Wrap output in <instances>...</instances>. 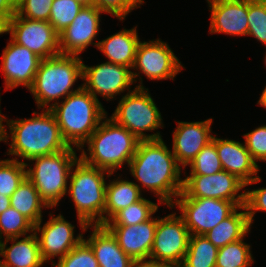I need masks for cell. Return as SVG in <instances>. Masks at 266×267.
<instances>
[{
	"label": "cell",
	"instance_id": "cb8c5ba5",
	"mask_svg": "<svg viewBox=\"0 0 266 267\" xmlns=\"http://www.w3.org/2000/svg\"><path fill=\"white\" fill-rule=\"evenodd\" d=\"M139 42L140 39L136 27H134L129 30H121L102 41H98L97 48L107 56L109 59L107 62L132 69Z\"/></svg>",
	"mask_w": 266,
	"mask_h": 267
},
{
	"label": "cell",
	"instance_id": "484cf974",
	"mask_svg": "<svg viewBox=\"0 0 266 267\" xmlns=\"http://www.w3.org/2000/svg\"><path fill=\"white\" fill-rule=\"evenodd\" d=\"M141 187L128 180H113L106 186V198L104 208V224L107 223L117 212L139 201ZM109 216V217H107Z\"/></svg>",
	"mask_w": 266,
	"mask_h": 267
},
{
	"label": "cell",
	"instance_id": "5b68a950",
	"mask_svg": "<svg viewBox=\"0 0 266 267\" xmlns=\"http://www.w3.org/2000/svg\"><path fill=\"white\" fill-rule=\"evenodd\" d=\"M75 166V171H70L67 191L75 204L80 227L82 231H87L90 225H104L107 186L104 175L107 172L109 177L113 173L90 166L80 158Z\"/></svg>",
	"mask_w": 266,
	"mask_h": 267
},
{
	"label": "cell",
	"instance_id": "f35d334b",
	"mask_svg": "<svg viewBox=\"0 0 266 267\" xmlns=\"http://www.w3.org/2000/svg\"><path fill=\"white\" fill-rule=\"evenodd\" d=\"M143 2V0H94V5L103 13L112 14L119 20H124L131 10L140 7Z\"/></svg>",
	"mask_w": 266,
	"mask_h": 267
},
{
	"label": "cell",
	"instance_id": "3957f363",
	"mask_svg": "<svg viewBox=\"0 0 266 267\" xmlns=\"http://www.w3.org/2000/svg\"><path fill=\"white\" fill-rule=\"evenodd\" d=\"M49 106L64 141L68 146L74 145L79 150H82L85 142L107 115L101 102L83 87L69 94L61 104L54 102Z\"/></svg>",
	"mask_w": 266,
	"mask_h": 267
},
{
	"label": "cell",
	"instance_id": "f1b7e54d",
	"mask_svg": "<svg viewBox=\"0 0 266 267\" xmlns=\"http://www.w3.org/2000/svg\"><path fill=\"white\" fill-rule=\"evenodd\" d=\"M158 205L148 199L141 198L127 208L117 212L104 226H129L143 223L152 218Z\"/></svg>",
	"mask_w": 266,
	"mask_h": 267
},
{
	"label": "cell",
	"instance_id": "7402d4cb",
	"mask_svg": "<svg viewBox=\"0 0 266 267\" xmlns=\"http://www.w3.org/2000/svg\"><path fill=\"white\" fill-rule=\"evenodd\" d=\"M91 236L86 240L94 252L99 267H132L134 261L120 248L118 241L104 225H90Z\"/></svg>",
	"mask_w": 266,
	"mask_h": 267
},
{
	"label": "cell",
	"instance_id": "60d3db41",
	"mask_svg": "<svg viewBox=\"0 0 266 267\" xmlns=\"http://www.w3.org/2000/svg\"><path fill=\"white\" fill-rule=\"evenodd\" d=\"M16 14V3L13 0H0V15L8 22Z\"/></svg>",
	"mask_w": 266,
	"mask_h": 267
},
{
	"label": "cell",
	"instance_id": "7c38bea8",
	"mask_svg": "<svg viewBox=\"0 0 266 267\" xmlns=\"http://www.w3.org/2000/svg\"><path fill=\"white\" fill-rule=\"evenodd\" d=\"M246 185L235 175L222 170L213 175H190L183 180L182 191L190 198H214L234 202L238 207L245 205Z\"/></svg>",
	"mask_w": 266,
	"mask_h": 267
},
{
	"label": "cell",
	"instance_id": "8fae6325",
	"mask_svg": "<svg viewBox=\"0 0 266 267\" xmlns=\"http://www.w3.org/2000/svg\"><path fill=\"white\" fill-rule=\"evenodd\" d=\"M6 32L18 45L27 47L42 59L60 54L59 35L48 21L31 20L15 14L8 22Z\"/></svg>",
	"mask_w": 266,
	"mask_h": 267
},
{
	"label": "cell",
	"instance_id": "5bb4252c",
	"mask_svg": "<svg viewBox=\"0 0 266 267\" xmlns=\"http://www.w3.org/2000/svg\"><path fill=\"white\" fill-rule=\"evenodd\" d=\"M183 66L171 48L157 39L139 42L132 69L140 70L148 79H174Z\"/></svg>",
	"mask_w": 266,
	"mask_h": 267
},
{
	"label": "cell",
	"instance_id": "bcb514c9",
	"mask_svg": "<svg viewBox=\"0 0 266 267\" xmlns=\"http://www.w3.org/2000/svg\"><path fill=\"white\" fill-rule=\"evenodd\" d=\"M258 104L266 108V86L262 92V95L260 96Z\"/></svg>",
	"mask_w": 266,
	"mask_h": 267
},
{
	"label": "cell",
	"instance_id": "836d02e7",
	"mask_svg": "<svg viewBox=\"0 0 266 267\" xmlns=\"http://www.w3.org/2000/svg\"><path fill=\"white\" fill-rule=\"evenodd\" d=\"M189 165L190 175H213L223 170L217 154L214 136L212 141L202 148Z\"/></svg>",
	"mask_w": 266,
	"mask_h": 267
},
{
	"label": "cell",
	"instance_id": "e0dca14e",
	"mask_svg": "<svg viewBox=\"0 0 266 267\" xmlns=\"http://www.w3.org/2000/svg\"><path fill=\"white\" fill-rule=\"evenodd\" d=\"M41 60L27 47L10 40L2 54L1 71L5 76V89H13L19 85L30 89Z\"/></svg>",
	"mask_w": 266,
	"mask_h": 267
},
{
	"label": "cell",
	"instance_id": "7dc6e473",
	"mask_svg": "<svg viewBox=\"0 0 266 267\" xmlns=\"http://www.w3.org/2000/svg\"><path fill=\"white\" fill-rule=\"evenodd\" d=\"M80 1L83 5H94V0H78Z\"/></svg>",
	"mask_w": 266,
	"mask_h": 267
},
{
	"label": "cell",
	"instance_id": "9a60e30c",
	"mask_svg": "<svg viewBox=\"0 0 266 267\" xmlns=\"http://www.w3.org/2000/svg\"><path fill=\"white\" fill-rule=\"evenodd\" d=\"M102 11L95 5H85L72 23L59 33L60 54L78 56L99 33L100 14Z\"/></svg>",
	"mask_w": 266,
	"mask_h": 267
},
{
	"label": "cell",
	"instance_id": "ab89813d",
	"mask_svg": "<svg viewBox=\"0 0 266 267\" xmlns=\"http://www.w3.org/2000/svg\"><path fill=\"white\" fill-rule=\"evenodd\" d=\"M245 207L252 224L256 211H266V188L245 191Z\"/></svg>",
	"mask_w": 266,
	"mask_h": 267
},
{
	"label": "cell",
	"instance_id": "8d00e7d4",
	"mask_svg": "<svg viewBox=\"0 0 266 267\" xmlns=\"http://www.w3.org/2000/svg\"><path fill=\"white\" fill-rule=\"evenodd\" d=\"M53 0H20L16 4V14L23 18L48 21Z\"/></svg>",
	"mask_w": 266,
	"mask_h": 267
},
{
	"label": "cell",
	"instance_id": "1f68e13d",
	"mask_svg": "<svg viewBox=\"0 0 266 267\" xmlns=\"http://www.w3.org/2000/svg\"><path fill=\"white\" fill-rule=\"evenodd\" d=\"M27 232H34V224L16 209L9 207L0 214V241L2 234L8 239L20 238L27 235Z\"/></svg>",
	"mask_w": 266,
	"mask_h": 267
},
{
	"label": "cell",
	"instance_id": "ee69618b",
	"mask_svg": "<svg viewBox=\"0 0 266 267\" xmlns=\"http://www.w3.org/2000/svg\"><path fill=\"white\" fill-rule=\"evenodd\" d=\"M10 206V197L0 194V214L7 210Z\"/></svg>",
	"mask_w": 266,
	"mask_h": 267
},
{
	"label": "cell",
	"instance_id": "6da1fadb",
	"mask_svg": "<svg viewBox=\"0 0 266 267\" xmlns=\"http://www.w3.org/2000/svg\"><path fill=\"white\" fill-rule=\"evenodd\" d=\"M128 166L142 187L159 196V204L172 206V197L182 192L181 167L163 139L140 140Z\"/></svg>",
	"mask_w": 266,
	"mask_h": 267
},
{
	"label": "cell",
	"instance_id": "b9f144b4",
	"mask_svg": "<svg viewBox=\"0 0 266 267\" xmlns=\"http://www.w3.org/2000/svg\"><path fill=\"white\" fill-rule=\"evenodd\" d=\"M3 121H6V118L1 114V110H0V141H8V132L6 131V129L4 128L5 126L3 125Z\"/></svg>",
	"mask_w": 266,
	"mask_h": 267
},
{
	"label": "cell",
	"instance_id": "7bdbcfd3",
	"mask_svg": "<svg viewBox=\"0 0 266 267\" xmlns=\"http://www.w3.org/2000/svg\"><path fill=\"white\" fill-rule=\"evenodd\" d=\"M132 267H162V264L152 261H134Z\"/></svg>",
	"mask_w": 266,
	"mask_h": 267
},
{
	"label": "cell",
	"instance_id": "277c9868",
	"mask_svg": "<svg viewBox=\"0 0 266 267\" xmlns=\"http://www.w3.org/2000/svg\"><path fill=\"white\" fill-rule=\"evenodd\" d=\"M94 133L85 142L89 155L81 151L80 159L93 167L114 173L136 153L139 139L112 118L104 117Z\"/></svg>",
	"mask_w": 266,
	"mask_h": 267
},
{
	"label": "cell",
	"instance_id": "603a6c76",
	"mask_svg": "<svg viewBox=\"0 0 266 267\" xmlns=\"http://www.w3.org/2000/svg\"><path fill=\"white\" fill-rule=\"evenodd\" d=\"M19 238H8L0 241L1 267H41L45 262L41 258L39 242L35 232L22 240ZM13 242L10 247L7 243Z\"/></svg>",
	"mask_w": 266,
	"mask_h": 267
},
{
	"label": "cell",
	"instance_id": "d6986e66",
	"mask_svg": "<svg viewBox=\"0 0 266 267\" xmlns=\"http://www.w3.org/2000/svg\"><path fill=\"white\" fill-rule=\"evenodd\" d=\"M157 218L129 226H105L118 241L120 248L133 261H147L154 242Z\"/></svg>",
	"mask_w": 266,
	"mask_h": 267
},
{
	"label": "cell",
	"instance_id": "83f0119b",
	"mask_svg": "<svg viewBox=\"0 0 266 267\" xmlns=\"http://www.w3.org/2000/svg\"><path fill=\"white\" fill-rule=\"evenodd\" d=\"M218 250L219 248L204 235H190L182 265L184 267H216Z\"/></svg>",
	"mask_w": 266,
	"mask_h": 267
},
{
	"label": "cell",
	"instance_id": "74e56055",
	"mask_svg": "<svg viewBox=\"0 0 266 267\" xmlns=\"http://www.w3.org/2000/svg\"><path fill=\"white\" fill-rule=\"evenodd\" d=\"M245 146L250 153L253 161H266V125L260 126L255 130L243 135Z\"/></svg>",
	"mask_w": 266,
	"mask_h": 267
},
{
	"label": "cell",
	"instance_id": "d4e9b609",
	"mask_svg": "<svg viewBox=\"0 0 266 267\" xmlns=\"http://www.w3.org/2000/svg\"><path fill=\"white\" fill-rule=\"evenodd\" d=\"M251 224L247 210L238 212L237 209L226 219L208 231L204 236L216 247L220 248L229 243L243 239L250 231Z\"/></svg>",
	"mask_w": 266,
	"mask_h": 267
},
{
	"label": "cell",
	"instance_id": "d6a6232c",
	"mask_svg": "<svg viewBox=\"0 0 266 267\" xmlns=\"http://www.w3.org/2000/svg\"><path fill=\"white\" fill-rule=\"evenodd\" d=\"M83 6L78 0H53L48 22L59 34L72 23Z\"/></svg>",
	"mask_w": 266,
	"mask_h": 267
},
{
	"label": "cell",
	"instance_id": "4dcf8cb0",
	"mask_svg": "<svg viewBox=\"0 0 266 267\" xmlns=\"http://www.w3.org/2000/svg\"><path fill=\"white\" fill-rule=\"evenodd\" d=\"M28 164L17 158L0 160V194L11 197L26 178Z\"/></svg>",
	"mask_w": 266,
	"mask_h": 267
},
{
	"label": "cell",
	"instance_id": "8992f818",
	"mask_svg": "<svg viewBox=\"0 0 266 267\" xmlns=\"http://www.w3.org/2000/svg\"><path fill=\"white\" fill-rule=\"evenodd\" d=\"M83 61L79 56L58 54L42 59L29 91L33 94L38 109L49 102L65 99L82 88L71 89L75 81L82 79Z\"/></svg>",
	"mask_w": 266,
	"mask_h": 267
},
{
	"label": "cell",
	"instance_id": "30bf717a",
	"mask_svg": "<svg viewBox=\"0 0 266 267\" xmlns=\"http://www.w3.org/2000/svg\"><path fill=\"white\" fill-rule=\"evenodd\" d=\"M190 233L176 213L157 219L149 261L160 264H182L188 249Z\"/></svg>",
	"mask_w": 266,
	"mask_h": 267
},
{
	"label": "cell",
	"instance_id": "d590c367",
	"mask_svg": "<svg viewBox=\"0 0 266 267\" xmlns=\"http://www.w3.org/2000/svg\"><path fill=\"white\" fill-rule=\"evenodd\" d=\"M248 34L266 45V0H248Z\"/></svg>",
	"mask_w": 266,
	"mask_h": 267
},
{
	"label": "cell",
	"instance_id": "681fc988",
	"mask_svg": "<svg viewBox=\"0 0 266 267\" xmlns=\"http://www.w3.org/2000/svg\"><path fill=\"white\" fill-rule=\"evenodd\" d=\"M16 4L20 1V0H13Z\"/></svg>",
	"mask_w": 266,
	"mask_h": 267
},
{
	"label": "cell",
	"instance_id": "f6af8a7d",
	"mask_svg": "<svg viewBox=\"0 0 266 267\" xmlns=\"http://www.w3.org/2000/svg\"><path fill=\"white\" fill-rule=\"evenodd\" d=\"M7 21L0 15V35L6 32Z\"/></svg>",
	"mask_w": 266,
	"mask_h": 267
},
{
	"label": "cell",
	"instance_id": "f546056e",
	"mask_svg": "<svg viewBox=\"0 0 266 267\" xmlns=\"http://www.w3.org/2000/svg\"><path fill=\"white\" fill-rule=\"evenodd\" d=\"M253 261L250 245L240 239L219 248L216 267H250Z\"/></svg>",
	"mask_w": 266,
	"mask_h": 267
},
{
	"label": "cell",
	"instance_id": "ba28073f",
	"mask_svg": "<svg viewBox=\"0 0 266 267\" xmlns=\"http://www.w3.org/2000/svg\"><path fill=\"white\" fill-rule=\"evenodd\" d=\"M141 82L133 91L122 96L112 118L116 123L125 127L139 140L162 139L160 132L146 135L143 131H154L162 127V117L153 98Z\"/></svg>",
	"mask_w": 266,
	"mask_h": 267
},
{
	"label": "cell",
	"instance_id": "9c48e42d",
	"mask_svg": "<svg viewBox=\"0 0 266 267\" xmlns=\"http://www.w3.org/2000/svg\"><path fill=\"white\" fill-rule=\"evenodd\" d=\"M174 204L181 210L180 216L190 235H204L236 209L245 210V205L238 207L234 202L222 199L190 198L183 191L175 198L171 209Z\"/></svg>",
	"mask_w": 266,
	"mask_h": 267
},
{
	"label": "cell",
	"instance_id": "4316f807",
	"mask_svg": "<svg viewBox=\"0 0 266 267\" xmlns=\"http://www.w3.org/2000/svg\"><path fill=\"white\" fill-rule=\"evenodd\" d=\"M10 206L28 218L34 225L42 220V207L49 208L27 177L11 195Z\"/></svg>",
	"mask_w": 266,
	"mask_h": 267
},
{
	"label": "cell",
	"instance_id": "ac0fdd59",
	"mask_svg": "<svg viewBox=\"0 0 266 267\" xmlns=\"http://www.w3.org/2000/svg\"><path fill=\"white\" fill-rule=\"evenodd\" d=\"M212 118L198 122H178L173 133V155L184 168L213 139Z\"/></svg>",
	"mask_w": 266,
	"mask_h": 267
},
{
	"label": "cell",
	"instance_id": "ffe728a7",
	"mask_svg": "<svg viewBox=\"0 0 266 267\" xmlns=\"http://www.w3.org/2000/svg\"><path fill=\"white\" fill-rule=\"evenodd\" d=\"M215 145L223 170L235 175L246 186L261 181L256 176L259 166L248 152L245 143L215 137Z\"/></svg>",
	"mask_w": 266,
	"mask_h": 267
},
{
	"label": "cell",
	"instance_id": "44dd1931",
	"mask_svg": "<svg viewBox=\"0 0 266 267\" xmlns=\"http://www.w3.org/2000/svg\"><path fill=\"white\" fill-rule=\"evenodd\" d=\"M211 10L210 33L248 34V0H207Z\"/></svg>",
	"mask_w": 266,
	"mask_h": 267
},
{
	"label": "cell",
	"instance_id": "52a82bcc",
	"mask_svg": "<svg viewBox=\"0 0 266 267\" xmlns=\"http://www.w3.org/2000/svg\"><path fill=\"white\" fill-rule=\"evenodd\" d=\"M73 148L69 146L61 152L37 156L29 160L35 161V164L34 168H27L26 177L49 208L56 206L67 193L70 171L74 169L79 159Z\"/></svg>",
	"mask_w": 266,
	"mask_h": 267
},
{
	"label": "cell",
	"instance_id": "e575fe53",
	"mask_svg": "<svg viewBox=\"0 0 266 267\" xmlns=\"http://www.w3.org/2000/svg\"><path fill=\"white\" fill-rule=\"evenodd\" d=\"M55 267H99L91 246L82 239L64 257L58 259V263L52 264Z\"/></svg>",
	"mask_w": 266,
	"mask_h": 267
},
{
	"label": "cell",
	"instance_id": "c3c4849f",
	"mask_svg": "<svg viewBox=\"0 0 266 267\" xmlns=\"http://www.w3.org/2000/svg\"><path fill=\"white\" fill-rule=\"evenodd\" d=\"M162 267H184V266L182 264H169V265L162 264Z\"/></svg>",
	"mask_w": 266,
	"mask_h": 267
},
{
	"label": "cell",
	"instance_id": "4fadbf2b",
	"mask_svg": "<svg viewBox=\"0 0 266 267\" xmlns=\"http://www.w3.org/2000/svg\"><path fill=\"white\" fill-rule=\"evenodd\" d=\"M130 68L105 62L96 66H86L83 63L82 80L86 83L82 87L91 93L97 100V94L107 100H111L115 95L130 90L131 84L137 81L135 78L140 76L139 72L134 73Z\"/></svg>",
	"mask_w": 266,
	"mask_h": 267
},
{
	"label": "cell",
	"instance_id": "7a4b0ae2",
	"mask_svg": "<svg viewBox=\"0 0 266 267\" xmlns=\"http://www.w3.org/2000/svg\"><path fill=\"white\" fill-rule=\"evenodd\" d=\"M33 114V118L6 121L12 140L8 155H16L29 161L69 147L62 138L56 117L50 109Z\"/></svg>",
	"mask_w": 266,
	"mask_h": 267
},
{
	"label": "cell",
	"instance_id": "2e32d148",
	"mask_svg": "<svg viewBox=\"0 0 266 267\" xmlns=\"http://www.w3.org/2000/svg\"><path fill=\"white\" fill-rule=\"evenodd\" d=\"M50 216L51 219L43 227L41 226L42 220L34 225L41 258L44 262H49L52 257L58 255V259L64 257L83 239L82 234L74 238V226L66 221L61 214L56 217ZM38 231L41 234L39 237Z\"/></svg>",
	"mask_w": 266,
	"mask_h": 267
}]
</instances>
